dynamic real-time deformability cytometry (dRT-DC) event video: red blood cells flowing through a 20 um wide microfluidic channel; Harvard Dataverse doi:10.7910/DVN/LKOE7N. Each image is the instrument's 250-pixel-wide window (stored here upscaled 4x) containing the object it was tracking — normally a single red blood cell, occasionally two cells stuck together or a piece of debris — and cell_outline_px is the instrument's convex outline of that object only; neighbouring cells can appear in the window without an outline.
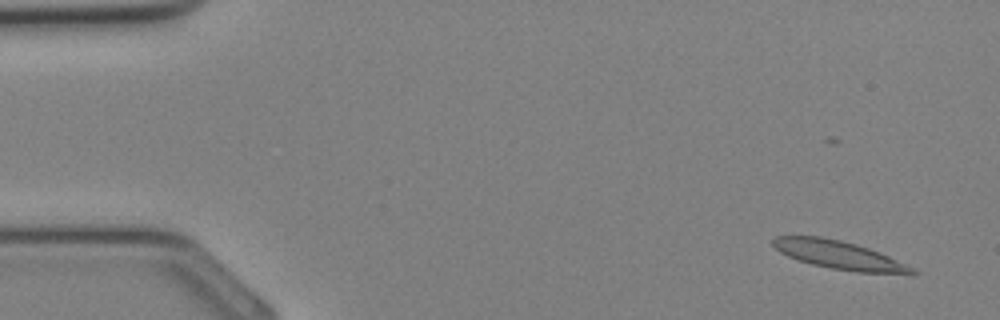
{"species": "Egyptian fruit bat (a non-hibernating species)", "species_latin": "Rousettus aegyptiacus", "temperature_condition": "cold", "stored_images_in_passage": 34, "camera_frame_rate_fps": 3000, "um_per_image_px": 0.085, "animal": {"sex": "female"}, "frame": {"image": 1, "passage_image": 2, "time_ms": 0.333, "image_size_px": [1000, 320], "cell_outline_px": [[920, 272], [916, 276], [912, 276], [856, 272], [832, 268], [812, 264], [796, 260], [780, 252], [772, 244], [772, 240], [776, 236], [820, 236], [840, 240], [856, 244], [868, 248], [888, 256], [916, 268]], "centroid_in_image_um": [71.45, 21.72], "position_along_channel_um": 13.5, "area_um2": 23.41}}
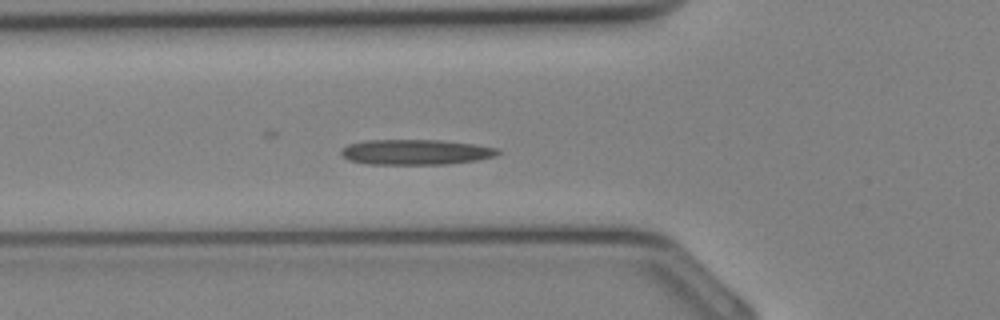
{"frame": {"image": 2, "passage_image": 12, "time_ms": 3.667, "image_size_px": [1000, 320], "cell_outline_px": [[500, 152], [492, 156], [476, 160], [448, 164], [368, 164], [348, 160], [340, 152], [340, 148], [348, 144], [364, 140], [440, 140], [472, 144], [500, 148]], "centroid_in_image_um": [35.28, 12.92], "position_along_channel_um": 90.5, "area_um2": 23.06}}
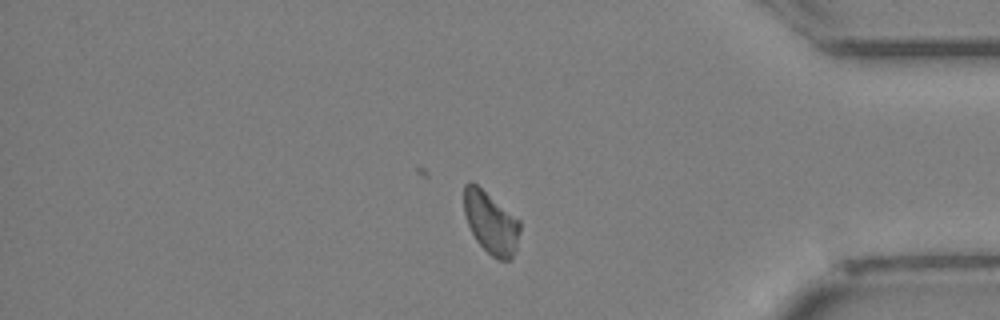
{"frame": {"image": 3, "passage_image": 29, "time_ms": 9.333, "image_size_px": [1000, 320], "cell_outline_px": [[520, 232], [516, 252], [512, 260], [496, 260], [476, 240], [468, 224], [464, 212], [464, 184], [468, 180], [472, 180], [520, 220]], "centroid_in_image_um": [41.74, 18.93], "position_along_channel_um": 393.5, "area_um2": 20.46}}